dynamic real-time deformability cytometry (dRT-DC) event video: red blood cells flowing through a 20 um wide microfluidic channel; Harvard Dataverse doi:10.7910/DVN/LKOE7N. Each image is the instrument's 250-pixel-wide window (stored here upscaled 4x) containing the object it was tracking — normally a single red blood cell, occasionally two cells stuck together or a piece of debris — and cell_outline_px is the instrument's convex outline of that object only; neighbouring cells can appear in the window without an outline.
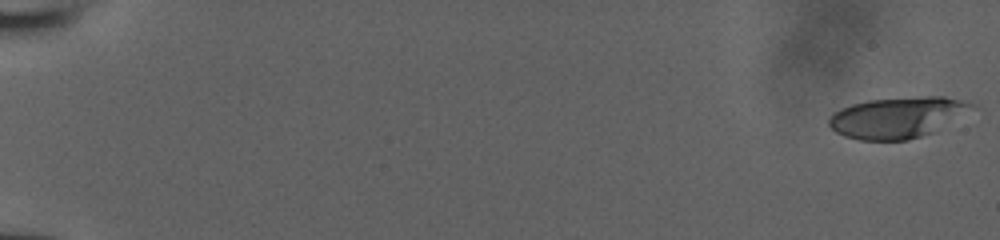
{"species": "human", "species_latin": "Homo sapiens", "temperature_condition": "room temperature", "stored_images_in_passage": 34, "camera_frame_rate_fps": 3000, "um_per_image_px": 0.085, "donor": {"sex": "male"}, "frame": {"image": 1, "passage_image": 1, "time_ms": 0.0, "image_size_px": [1000, 240], "cell_outline_px": [[976, 104], [932, 132], [908, 140], [860, 140], [844, 136], [836, 132], [828, 124], [828, 120], [832, 112], [840, 108], [852, 104], [868, 100], [920, 96], [944, 96]], "centroid_in_image_um": [76.16, 9.97], "position_along_channel_um": 8.8, "area_um2": 33.47}}
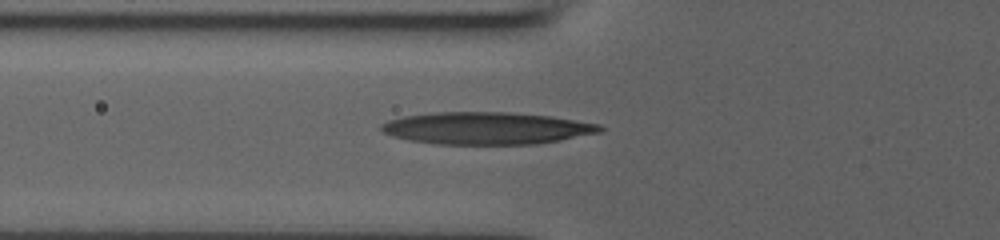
{"frame": {"image": 2, "passage_image": 20, "time_ms": 6.333, "image_size_px": [1000, 240], "cell_outline_px": [[604, 128], [600, 132], [560, 140], [536, 144], [436, 144], [412, 140], [392, 136], [384, 132], [380, 128], [380, 124], [388, 120], [404, 116], [436, 112], [508, 112], [552, 116], [600, 124]], "centroid_in_image_um": [41.36, 10.89], "position_along_channel_um": 84.4, "area_um2": 40.98}}
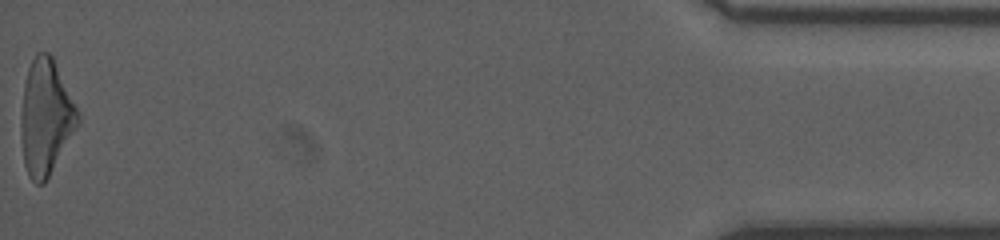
{"frame": {"image": 3, "passage_image": 34, "time_ms": 11.0, "image_size_px": [1000, 240], "cell_outline_px": [[80, 124], [44, 184], [36, 184], [28, 176], [24, 164], [20, 132], [20, 116], [24, 84], [28, 68], [36, 52], [48, 52], [52, 56], [80, 116]], "centroid_in_image_um": [3.87, 10.0], "position_along_channel_um": 431.3, "area_um2": 38.26}}